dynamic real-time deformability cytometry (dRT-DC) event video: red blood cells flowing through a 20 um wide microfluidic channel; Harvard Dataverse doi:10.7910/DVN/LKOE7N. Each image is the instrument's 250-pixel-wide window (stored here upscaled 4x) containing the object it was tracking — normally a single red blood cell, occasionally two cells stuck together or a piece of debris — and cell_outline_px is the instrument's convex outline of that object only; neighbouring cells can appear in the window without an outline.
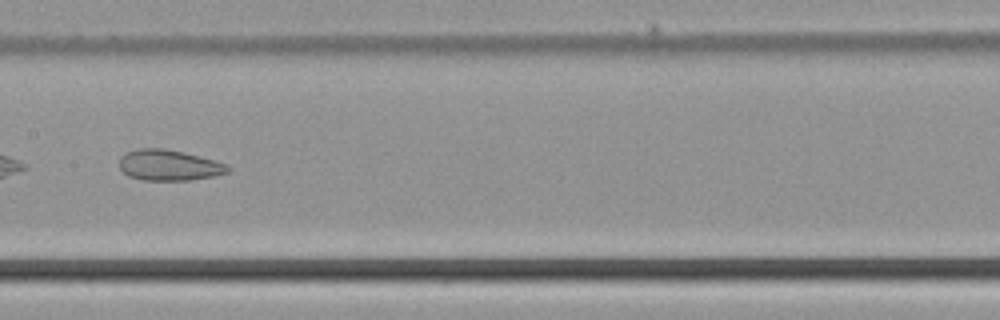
{"species": "common noctule bat (a hibernating species)", "species_latin": "Nyctalus noctula", "temperature_condition": "cold", "stored_images_in_passage": 42, "camera_frame_rate_fps": 3000, "um_per_image_px": 0.085, "animal": {"sex": "male", "body_mass_g": 21.5, "forearm_length_mm": 52.0}, "frame": {"image": 1, "passage_image": 19, "time_ms": 6.0, "image_size_px": [1000, 320], "cell_outline_px": [[232, 168], [228, 172], [212, 176], [188, 180], [144, 180], [128, 176], [120, 168], [120, 156], [124, 152], [140, 148], [164, 148], [184, 152], [228, 164]], "centroid_in_image_um": [14.35, 14.03], "position_along_channel_um": 193.1, "area_um2": 19.48}}